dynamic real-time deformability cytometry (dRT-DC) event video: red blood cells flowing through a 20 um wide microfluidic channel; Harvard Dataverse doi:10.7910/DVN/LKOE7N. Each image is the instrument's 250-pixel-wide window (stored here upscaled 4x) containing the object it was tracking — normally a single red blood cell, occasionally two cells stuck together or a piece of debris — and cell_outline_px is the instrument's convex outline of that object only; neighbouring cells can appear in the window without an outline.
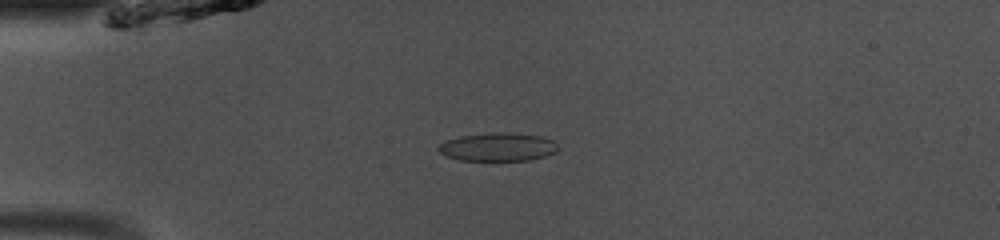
{"species": "common noctule bat (a hibernating species)", "species_latin": "Nyctalus noctula", "temperature_condition": "room temperature", "stored_images_in_passage": 49, "camera_frame_rate_fps": 3000, "um_per_image_px": 0.085, "animal": {"sex": "male", "body_mass_g": 13.0, "forearm_length_mm": 53.1}, "frame": {"image": 1, "passage_image": 13, "time_ms": 4.0, "image_size_px": [1000, 240], "cell_outline_px": [[556, 152], [544, 156], [528, 160], [460, 160], [448, 156], [440, 152], [436, 148], [440, 144], [448, 140], [460, 136], [492, 132], [508, 132], [540, 136], [552, 140], [556, 144]], "centroid_in_image_um": [42.31, 12.48], "position_along_channel_um": 42.7, "area_um2": 19.48}}
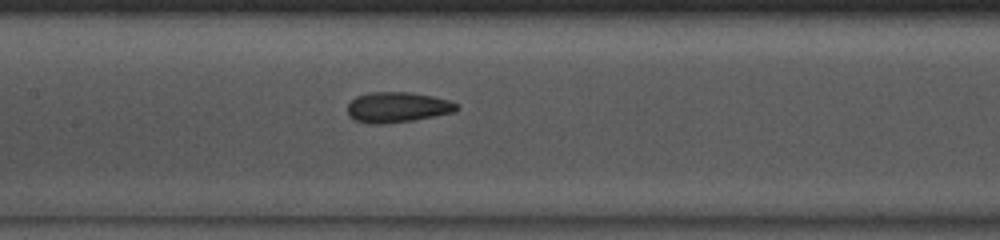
{"frame": {"image": 2, "passage_image": 24, "time_ms": 7.667, "image_size_px": [1000, 240], "cell_outline_px": [[460, 108], [452, 112], [412, 120], [384, 124], [372, 124], [356, 120], [348, 116], [348, 104], [356, 96], [368, 92], [408, 92], [432, 96], [448, 100], [460, 104]], "centroid_in_image_um": [33.76, 9.11], "position_along_channel_um": 173.6, "area_um2": 19.25}}
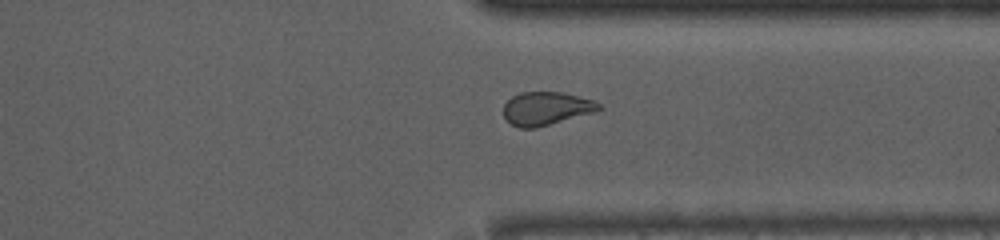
{"frame": {"image": 3, "passage_image": 38, "time_ms": 12.333, "image_size_px": [1000, 240], "cell_outline_px": [[604, 108], [596, 112], [536, 128], [520, 128], [504, 120], [504, 104], [512, 96], [520, 92], [560, 92], [596, 100]], "centroid_in_image_um": [46.45, 9.22], "position_along_channel_um": 364.9, "area_um2": 18.73}, "authors_computed_cell_mechanics": {"area_um2": 19.4208, "velocity_mm_per_s": 4.1011, "shape_relaxation_time_tau1_ms": 4.5643, "shape_relaxation_time_tau2_ms": 1.2478, "deformation_change_tau1": 0.1264, "deformation_change_tau2": 0.0687}}